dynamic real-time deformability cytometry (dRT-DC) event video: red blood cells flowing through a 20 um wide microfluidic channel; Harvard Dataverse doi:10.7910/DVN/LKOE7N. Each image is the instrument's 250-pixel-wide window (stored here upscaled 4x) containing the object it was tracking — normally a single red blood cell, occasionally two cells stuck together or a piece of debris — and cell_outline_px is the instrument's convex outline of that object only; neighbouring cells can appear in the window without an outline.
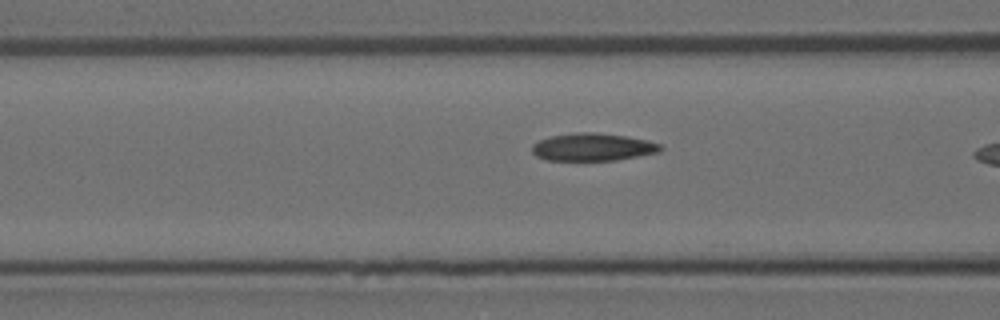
{"species": "Egyptian fruit bat (a non-hibernating species)", "species_latin": "Rousettus aegyptiacus", "temperature_condition": "room temperature", "stored_images_in_passage": 15, "camera_frame_rate_fps": 3000, "um_per_image_px": 0.085, "animal": {"sex": "female"}, "frame": {"image": 1, "passage_image": 13, "time_ms": 4.0, "image_size_px": [1000, 320], "cell_outline_px": [[664, 148], [660, 152], [616, 160], [548, 160], [536, 156], [532, 152], [532, 144], [540, 140], [552, 136], [576, 132], [596, 132], [624, 136], [648, 140], [660, 144]], "centroid_in_image_um": [50.4, 12.5], "position_along_channel_um": 116.2, "area_um2": 20.63}}